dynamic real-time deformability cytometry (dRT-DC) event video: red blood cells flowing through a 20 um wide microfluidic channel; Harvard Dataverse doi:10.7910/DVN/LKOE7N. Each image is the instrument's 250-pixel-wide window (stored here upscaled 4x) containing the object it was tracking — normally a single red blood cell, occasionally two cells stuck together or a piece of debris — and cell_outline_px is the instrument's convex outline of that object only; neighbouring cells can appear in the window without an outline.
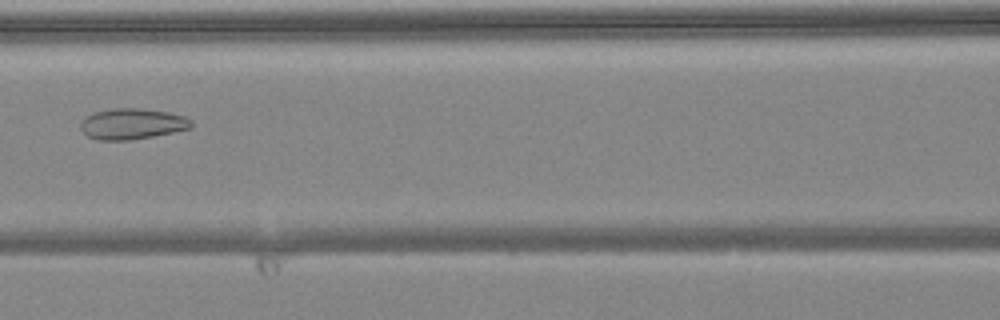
{"species": "common noctule bat (a hibernating species)", "species_latin": "Nyctalus noctula", "temperature_condition": "warm", "stored_images_in_passage": 6, "camera_frame_rate_fps": 3000, "um_per_image_px": 0.085, "animal": {"sex": "female", "body_mass_g": 24.6, "forearm_length_mm": 56.2}, "frame": {"image": 1, "passage_image": 5, "time_ms": 1.333, "image_size_px": [1000, 320], "cell_outline_px": [[192, 128], [152, 136], [128, 140], [96, 140], [88, 136], [80, 128], [80, 124], [84, 116], [92, 112], [112, 108], [136, 108], [168, 112], [184, 116], [192, 120]], "centroid_in_image_um": [11.19, 10.52], "position_along_channel_um": 155.4, "area_um2": 19.94}}
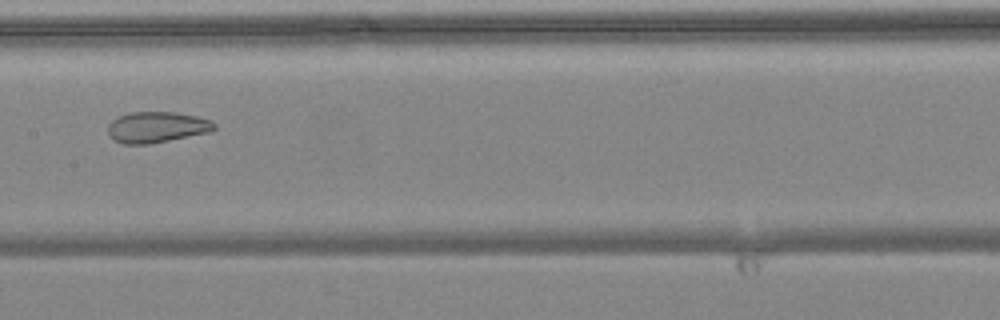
{"frame": {"image": 2, "passage_image": 6, "time_ms": 1.667, "image_size_px": [1000, 320], "cell_outline_px": [[216, 128], [208, 132], [148, 144], [124, 144], [112, 140], [108, 136], [108, 124], [112, 120], [120, 116], [132, 112], [176, 112], [196, 116], [212, 120], [216, 124]], "centroid_in_image_um": [13.3, 10.81], "position_along_channel_um": 194.1, "area_um2": 19.13}}